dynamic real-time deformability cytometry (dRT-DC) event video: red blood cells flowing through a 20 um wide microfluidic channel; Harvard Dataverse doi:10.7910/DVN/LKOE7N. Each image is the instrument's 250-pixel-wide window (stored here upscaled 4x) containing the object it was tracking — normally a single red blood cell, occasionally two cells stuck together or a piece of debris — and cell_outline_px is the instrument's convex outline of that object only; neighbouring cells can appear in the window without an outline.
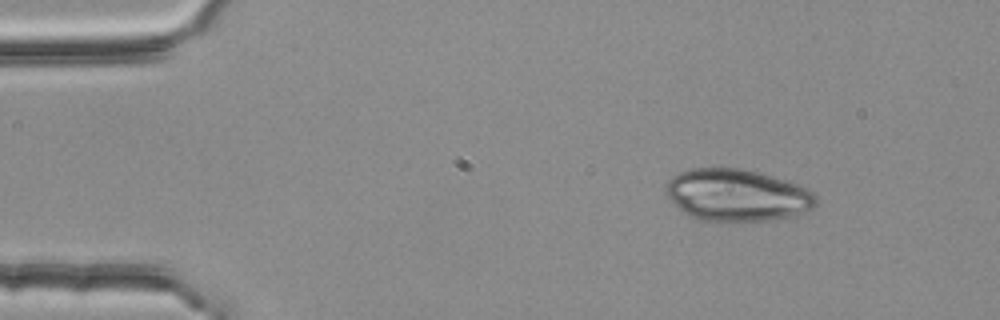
{"species": "common noctule bat (a hibernating species)", "species_latin": "Nyctalus noctula", "temperature_condition": "room temperature", "stored_images_in_passage": 3, "camera_frame_rate_fps": 3000, "um_per_image_px": 0.085, "animal": {"sex": "female", "body_mass_g": 25.1}, "frame": {"image": 1, "passage_image": 1, "time_ms": 0.0, "image_size_px": [1000, 320], "cell_outline_px": [[816, 204], [812, 208], [776, 220], [716, 224], [700, 220], [684, 212], [668, 196], [664, 188], [668, 180], [672, 176], [680, 172], [692, 168], [740, 168], [756, 172], [800, 184], [808, 188], [816, 196]], "centroid_in_image_um": [62.63, 16.62], "position_along_channel_um": 22.4, "area_um2": 46.01}}